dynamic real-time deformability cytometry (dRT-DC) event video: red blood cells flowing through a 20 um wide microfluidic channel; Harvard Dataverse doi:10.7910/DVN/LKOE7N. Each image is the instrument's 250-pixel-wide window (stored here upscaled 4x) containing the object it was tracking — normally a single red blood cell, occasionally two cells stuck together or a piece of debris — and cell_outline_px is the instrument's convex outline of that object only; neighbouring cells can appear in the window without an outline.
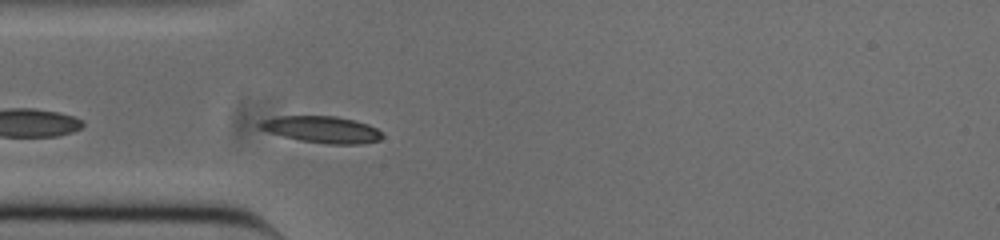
{"species": "common noctule bat (a hibernating species)", "species_latin": "Nyctalus noctula", "temperature_condition": "cold", "stored_images_in_passage": 33, "camera_frame_rate_fps": 3000, "um_per_image_px": 0.085, "animal": {"sex": "male", "body_mass_g": 20.0, "forearm_length_mm": 53.3}, "frame": {"image": 1, "passage_image": 3, "time_ms": 0.667, "image_size_px": [1000, 240], "cell_outline_px": [[384, 136], [380, 140], [360, 144], [328, 144], [300, 140], [268, 132], [260, 128], [256, 124], [260, 120], [280, 116], [336, 116], [368, 124], [376, 128]], "centroid_in_image_um": [27.35, 11.0], "position_along_channel_um": 57.7, "area_um2": 18.96}}
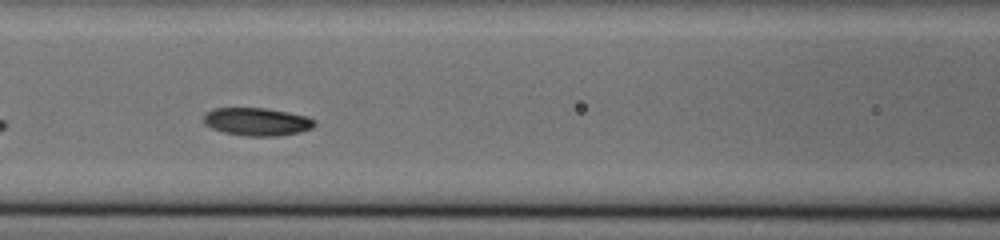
{"frame": {"image": 2, "passage_image": 10, "time_ms": 3.0, "image_size_px": [1000, 240], "cell_outline_px": [[316, 124], [312, 128], [300, 132], [276, 136], [244, 136], [224, 132], [212, 128], [204, 124], [204, 112], [212, 108], [264, 108], [288, 112], [308, 116], [316, 120]], "centroid_in_image_um": [21.84, 10.34], "position_along_channel_um": 144.8, "area_um2": 18.21}}
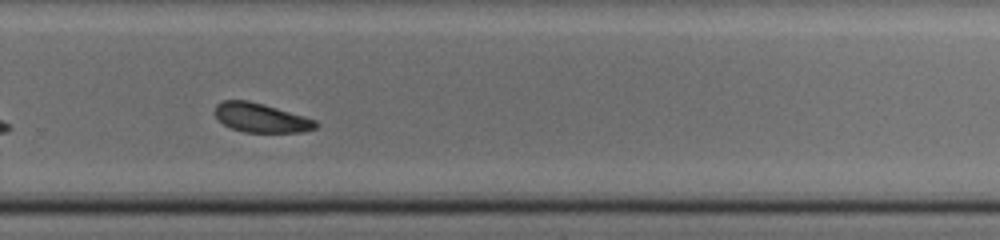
{"frame": {"image": 3, "passage_image": 23, "time_ms": 7.333, "image_size_px": [1000, 240], "cell_outline_px": [[320, 124], [316, 128], [304, 132], [244, 132], [232, 128], [224, 124], [212, 112], [216, 104], [220, 100], [248, 100], [264, 104], [304, 116], [316, 120]], "centroid_in_image_um": [22.18, 10.0], "position_along_channel_um": 307.6, "area_um2": 17.28}, "authors_computed_cell_mechanics": {"area_um2": 17.8024, "velocity_mm_per_s": 3.7713, "shape_relaxation_time_tau1_ms": 1.9503, "shape_relaxation_time_tau2_ms": 7.1629, "deformation_change_tau1": 0.1028, "deformation_change_tau2": 0.1275}}